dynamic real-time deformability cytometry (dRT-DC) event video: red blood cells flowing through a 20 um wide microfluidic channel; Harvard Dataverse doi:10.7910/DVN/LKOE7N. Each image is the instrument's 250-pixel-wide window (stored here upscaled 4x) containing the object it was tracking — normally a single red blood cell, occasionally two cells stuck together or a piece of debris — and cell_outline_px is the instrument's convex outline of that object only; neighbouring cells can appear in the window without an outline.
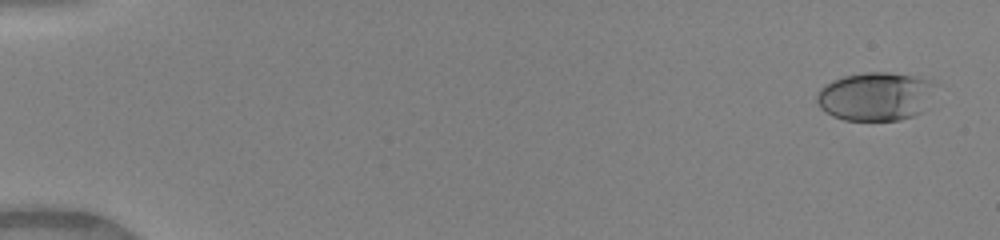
{"species": "human", "species_latin": "Homo sapiens", "temperature_condition": "warm", "stored_images_in_passage": 50, "camera_frame_rate_fps": 3000, "um_per_image_px": 0.085, "donor": {"sex": "female"}, "frame": {"image": 1, "passage_image": 3, "time_ms": 0.667, "image_size_px": [1000, 240], "cell_outline_px": [[932, 84], [920, 112], [912, 116], [900, 120], [844, 120], [832, 116], [824, 112], [820, 108], [816, 100], [816, 96], [820, 88], [824, 84], [832, 80], [844, 76], [864, 72], [888, 72], [920, 76], [932, 80]], "centroid_in_image_um": [74.3, 8.18], "position_along_channel_um": 10.7, "area_um2": 33.18}}
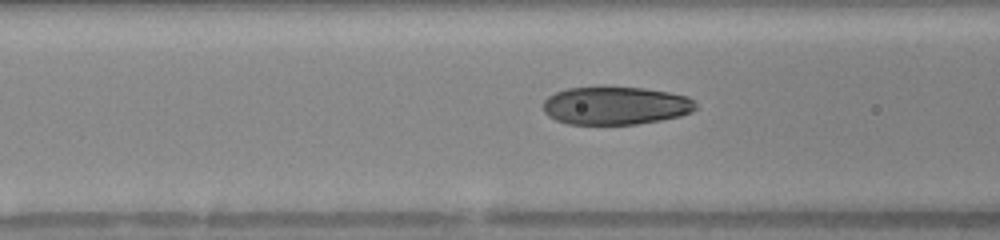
{"frame": {"image": 2, "passage_image": 22, "time_ms": 7.0, "image_size_px": [1000, 240], "cell_outline_px": [[696, 108], [692, 112], [680, 116], [660, 120], [636, 124], [568, 124], [556, 120], [548, 116], [544, 112], [544, 100], [548, 96], [556, 92], [568, 88], [604, 84], [644, 88], [668, 92], [688, 96], [696, 104]], "centroid_in_image_um": [52.3, 8.94], "position_along_channel_um": 114.3, "area_um2": 34.62}}
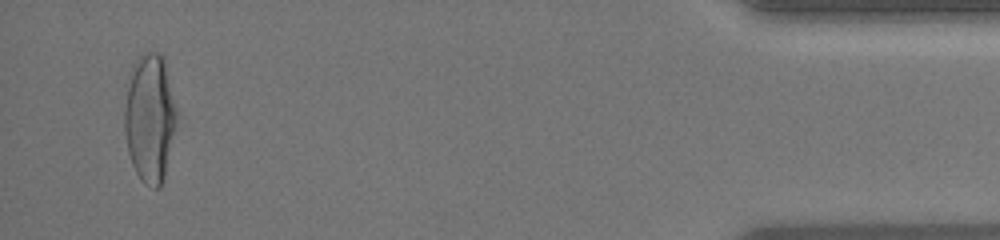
{"frame": {"image": 3, "passage_image": 49, "time_ms": 16.0, "image_size_px": [1000, 240], "cell_outline_px": [[180, 116], [164, 176], [160, 188], [156, 188], [144, 184], [140, 180], [132, 164], [128, 152], [124, 132], [124, 108], [128, 72], [136, 60], [144, 52], [160, 52], [164, 56]], "centroid_in_image_um": [12.76, 9.99], "position_along_channel_um": 422.4, "area_um2": 40.4}, "authors_computed_cell_mechanics": {"area_um2": 34.6511, "velocity_mm_per_s": 4.1545, "shape_relaxation_time_tau1_ms": 5.5385, "shape_relaxation_time_tau2_ms": null, "deformation_change_tau1": 0.2206, "deformation_change_tau2": null}}